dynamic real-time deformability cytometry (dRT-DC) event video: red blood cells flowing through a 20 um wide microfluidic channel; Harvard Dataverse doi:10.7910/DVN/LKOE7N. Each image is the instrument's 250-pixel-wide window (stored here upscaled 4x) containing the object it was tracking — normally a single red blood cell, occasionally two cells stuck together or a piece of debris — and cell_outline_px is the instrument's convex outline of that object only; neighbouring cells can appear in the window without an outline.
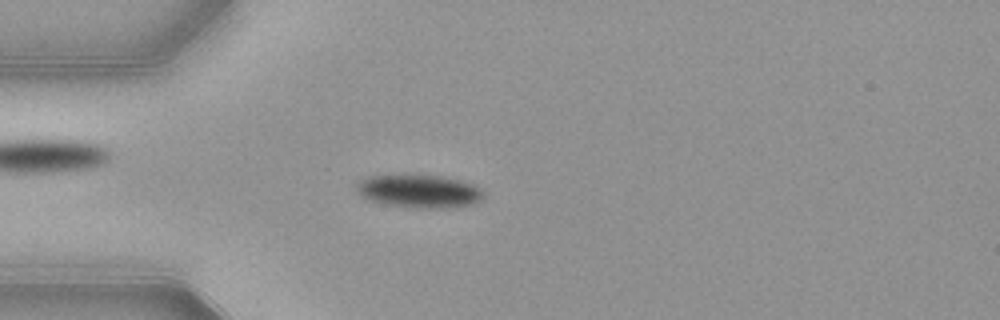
{"species": "common noctule bat (a hibernating species)", "species_latin": "Nyctalus noctula", "temperature_condition": "warm", "stored_images_in_passage": 52, "camera_frame_rate_fps": 3000, "um_per_image_px": 0.085, "animal": {"sex": "female", "body_mass_g": 21.9}, "frame": {"image": 1, "passage_image": 14, "time_ms": 4.333, "image_size_px": [1000, 320], "cell_outline_px": [[484, 196], [480, 200], [472, 204], [444, 208], [420, 208], [388, 204], [368, 200], [360, 196], [356, 188], [356, 184], [368, 176], [440, 176], [460, 180], [476, 184], [484, 192]], "centroid_in_image_um": [35.66, 16.26], "position_along_channel_um": 49.3, "area_um2": 24.16}}
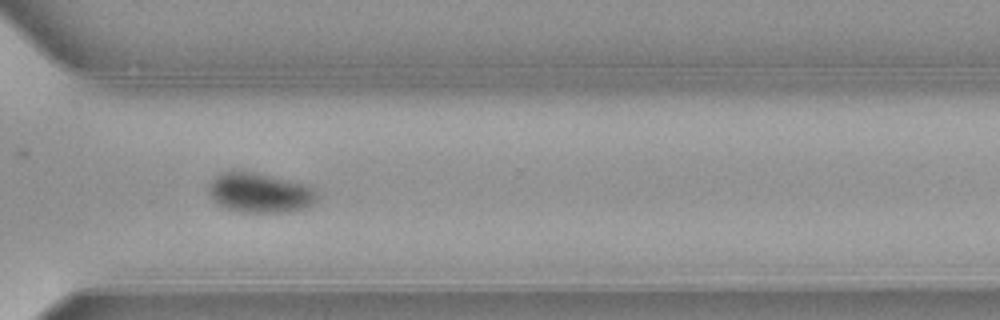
{"frame": {"image": 2, "passage_image": 38, "time_ms": 12.333, "image_size_px": [1000, 320], "cell_outline_px": [[316, 200], [312, 204], [304, 208], [292, 212], [240, 212], [228, 208], [220, 204], [208, 192], [208, 184], [220, 172], [256, 172], [308, 184], [316, 192]], "centroid_in_image_um": [22.12, 16.38], "position_along_channel_um": 348.5, "area_um2": 24.97}}
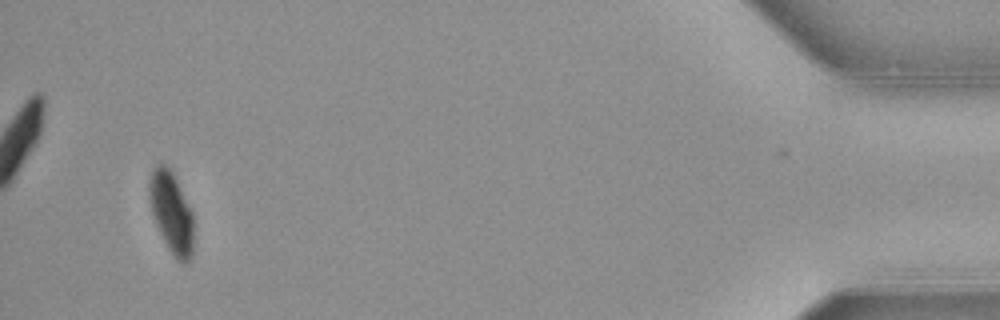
{"frame": {"image": 3, "passage_image": 50, "time_ms": 16.333, "image_size_px": [1000, 320], "cell_outline_px": [[192, 256], [188, 264], [184, 264], [176, 260], [168, 248], [156, 224], [152, 212], [148, 196], [148, 180], [156, 164], [164, 164], [172, 172], [192, 212]], "centroid_in_image_um": [14.55, 18.09], "position_along_channel_um": 420.6, "area_um2": 20.75}, "authors_computed_cell_mechanics": {"area_um2": 24.0737, "velocity_mm_per_s": 3.8728, "shape_relaxation_time_tau1_ms": 3.3077, "shape_relaxation_time_tau2_ms": null, "deformation_change_tau1": 0.1283, "deformation_change_tau2": null}}